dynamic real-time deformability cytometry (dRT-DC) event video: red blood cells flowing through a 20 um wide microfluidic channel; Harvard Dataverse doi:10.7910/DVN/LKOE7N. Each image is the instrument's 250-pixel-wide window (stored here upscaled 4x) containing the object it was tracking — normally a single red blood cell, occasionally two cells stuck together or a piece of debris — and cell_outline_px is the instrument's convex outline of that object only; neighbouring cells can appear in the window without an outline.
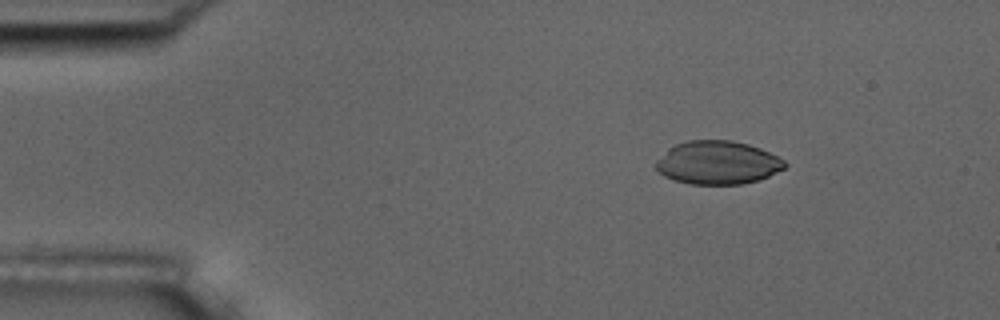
{"species": "common noctule bat (a hibernating species)", "species_latin": "Nyctalus noctula", "temperature_condition": "room temperature", "stored_images_in_passage": 4, "camera_frame_rate_fps": 3000, "um_per_image_px": 0.085, "animal": {"sex": "male", "body_mass_g": 17.5, "forearm_length_mm": 52.3}, "frame": {"image": 1, "passage_image": 2, "time_ms": 1.0, "image_size_px": [1000, 320], "cell_outline_px": [[788, 164], [784, 168], [760, 180], [740, 184], [692, 184], [676, 180], [664, 176], [656, 168], [656, 160], [668, 148], [676, 144], [688, 140], [732, 140], [748, 144], [760, 148], [784, 160]], "centroid_in_image_um": [61.0, 13.82], "position_along_channel_um": 24.0, "area_um2": 32.43}}